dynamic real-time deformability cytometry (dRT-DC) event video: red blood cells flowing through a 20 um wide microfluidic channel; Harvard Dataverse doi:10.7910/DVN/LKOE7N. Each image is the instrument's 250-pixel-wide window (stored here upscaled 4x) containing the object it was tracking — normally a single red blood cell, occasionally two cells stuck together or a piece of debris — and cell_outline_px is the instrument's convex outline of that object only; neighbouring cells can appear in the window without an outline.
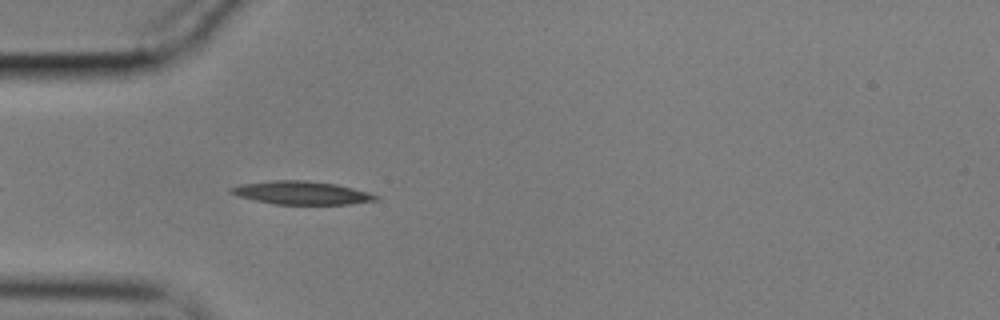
{"species": "common noctule bat (a hibernating species)", "species_latin": "Nyctalus noctula", "temperature_condition": "cold", "stored_images_in_passage": 37, "camera_frame_rate_fps": 3000, "um_per_image_px": 0.085, "animal": {"sex": "male", "body_mass_g": 17.9}, "frame": {"image": 1, "passage_image": 4, "time_ms": 1.0, "image_size_px": [1000, 320], "cell_outline_px": [[380, 200], [348, 204], [276, 204], [256, 200], [240, 196], [228, 192], [228, 188], [240, 184], [272, 180], [308, 180], [336, 184], [368, 192], [380, 196]], "centroid_in_image_um": [25.65, 16.38], "position_along_channel_um": 59.4, "area_um2": 19.59}}
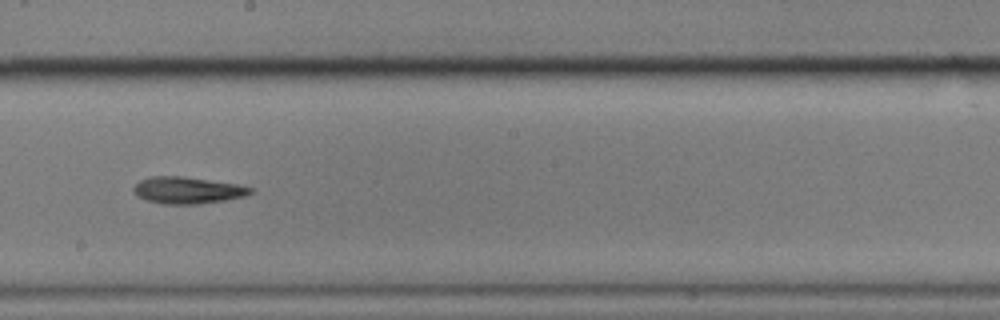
{"frame": {"image": 2, "passage_image": 19, "time_ms": 6.0, "image_size_px": [1000, 320], "cell_outline_px": [[256, 188], [248, 196], [224, 200], [196, 204], [164, 204], [148, 200], [136, 196], [132, 188], [140, 180], [152, 176], [184, 176], [236, 184]], "centroid_in_image_um": [15.96, 16.17], "position_along_channel_um": 232.2, "area_um2": 18.26}}
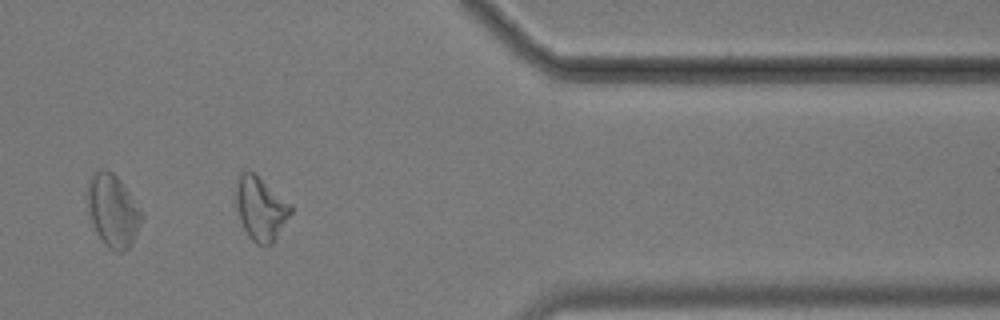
{"frame": {"image": 3, "passage_image": 34, "time_ms": 11.0, "image_size_px": [1000, 320], "cell_outline_px": [[292, 212], [272, 244], [256, 244], [248, 236], [240, 220], [236, 204], [236, 180], [240, 172], [256, 172], [292, 204]], "centroid_in_image_um": [22.16, 17.68], "position_along_channel_um": 389.2, "area_um2": 20.46}}